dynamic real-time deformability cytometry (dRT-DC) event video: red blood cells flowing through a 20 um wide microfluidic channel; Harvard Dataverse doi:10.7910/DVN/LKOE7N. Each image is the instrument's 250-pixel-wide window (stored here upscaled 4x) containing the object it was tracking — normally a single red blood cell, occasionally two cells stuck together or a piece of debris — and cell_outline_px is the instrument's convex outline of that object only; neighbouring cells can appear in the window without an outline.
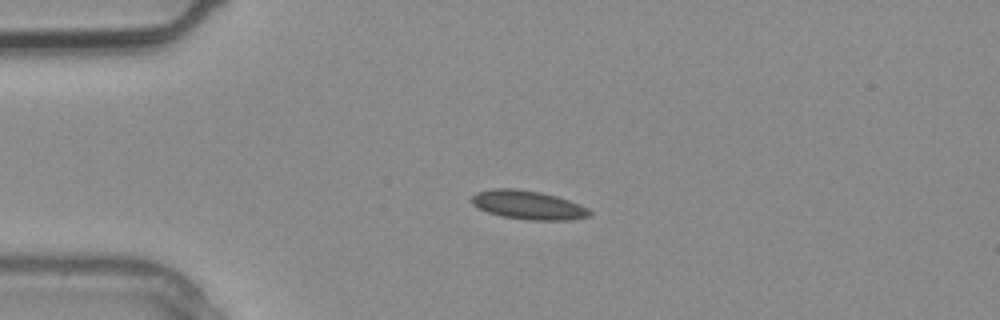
{"species": "common noctule bat (a hibernating species)", "species_latin": "Nyctalus noctula", "temperature_condition": "warm", "stored_images_in_passage": 2, "camera_frame_rate_fps": 3000, "um_per_image_px": 0.085, "animal": {"sex": "male", "body_mass_g": 20.4}, "frame": {"image": 1, "passage_image": 2, "time_ms": 0.333, "image_size_px": [1000, 320], "cell_outline_px": [[592, 216], [568, 220], [528, 220], [500, 216], [488, 212], [472, 204], [472, 196], [476, 192], [492, 188], [516, 188], [540, 192], [556, 196], [580, 204], [588, 208], [592, 212]], "centroid_in_image_um": [44.9, 17.42], "position_along_channel_um": 40.1, "area_um2": 19.88}}